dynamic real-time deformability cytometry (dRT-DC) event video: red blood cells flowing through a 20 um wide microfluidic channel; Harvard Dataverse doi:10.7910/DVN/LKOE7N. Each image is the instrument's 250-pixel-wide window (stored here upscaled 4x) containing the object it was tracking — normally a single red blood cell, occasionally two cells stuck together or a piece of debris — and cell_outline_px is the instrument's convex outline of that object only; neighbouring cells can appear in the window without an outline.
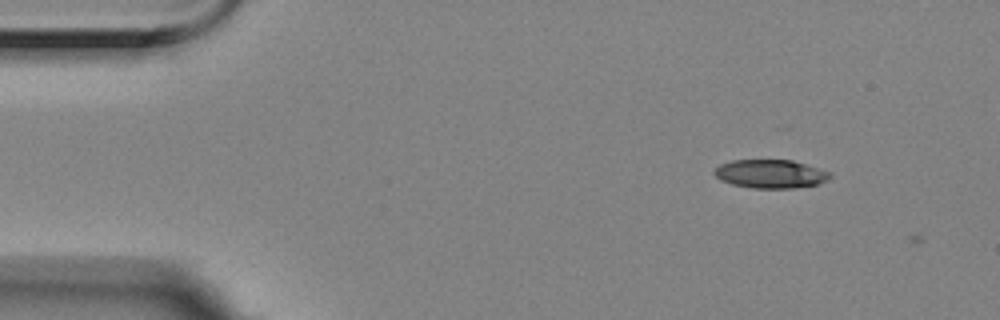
{"species": "Egyptian fruit bat (a non-hibernating species)", "species_latin": "Rousettus aegyptiacus", "temperature_condition": "room temperature", "stored_images_in_passage": 6, "camera_frame_rate_fps": 3000, "um_per_image_px": 0.085, "animal": {"sex": "female"}, "frame": {"image": 1, "passage_image": 2, "time_ms": 0.333, "image_size_px": [1000, 320], "cell_outline_px": [[832, 176], [828, 180], [820, 184], [796, 188], [752, 188], [732, 184], [720, 180], [712, 172], [720, 164], [732, 160], [792, 160], [820, 168], [832, 172]], "centroid_in_image_um": [65.53, 14.78], "position_along_channel_um": 19.5, "area_um2": 19.48}}